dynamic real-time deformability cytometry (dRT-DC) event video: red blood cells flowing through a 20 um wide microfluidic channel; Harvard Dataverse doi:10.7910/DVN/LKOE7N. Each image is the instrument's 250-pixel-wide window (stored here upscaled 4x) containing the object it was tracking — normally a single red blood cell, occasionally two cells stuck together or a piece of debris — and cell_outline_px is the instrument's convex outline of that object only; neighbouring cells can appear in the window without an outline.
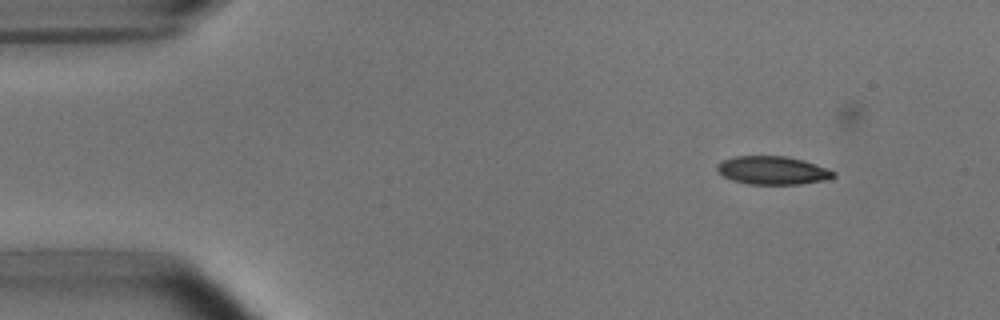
{"species": "common noctule bat (a hibernating species)", "species_latin": "Nyctalus noctula", "temperature_condition": "room temperature", "stored_images_in_passage": 54, "camera_frame_rate_fps": 3000, "um_per_image_px": 0.085, "animal": {"sex": "male", "body_mass_g": 15.6}, "frame": {"image": 1, "passage_image": 7, "time_ms": 2.0, "image_size_px": [1000, 320], "cell_outline_px": [[836, 176], [824, 180], [800, 184], [748, 184], [732, 180], [716, 172], [716, 164], [724, 160], [736, 156], [788, 156], [804, 160], [836, 172]], "centroid_in_image_um": [65.65, 14.48], "position_along_channel_um": 19.4, "area_um2": 19.19}}
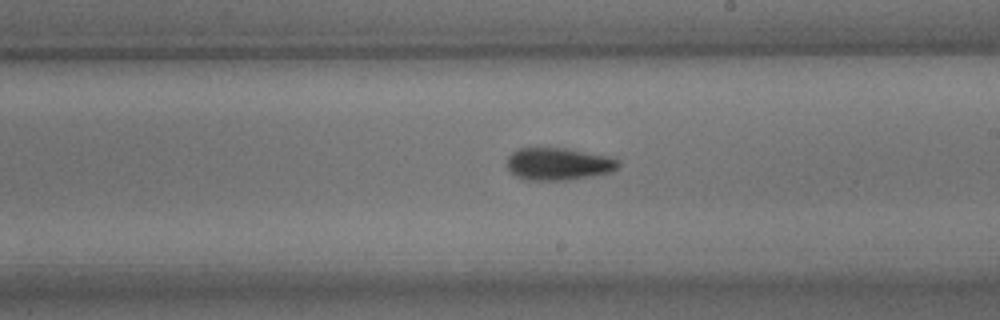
{"frame": {"image": 2, "passage_image": 31, "time_ms": 10.0, "image_size_px": [1000, 320], "cell_outline_px": [[620, 164], [612, 172], [592, 176], [568, 180], [520, 180], [508, 172], [508, 156], [512, 152], [520, 148], [564, 148], [604, 156], [620, 160]], "centroid_in_image_um": [47.41, 13.96], "position_along_channel_um": 241.6, "area_um2": 21.04}}
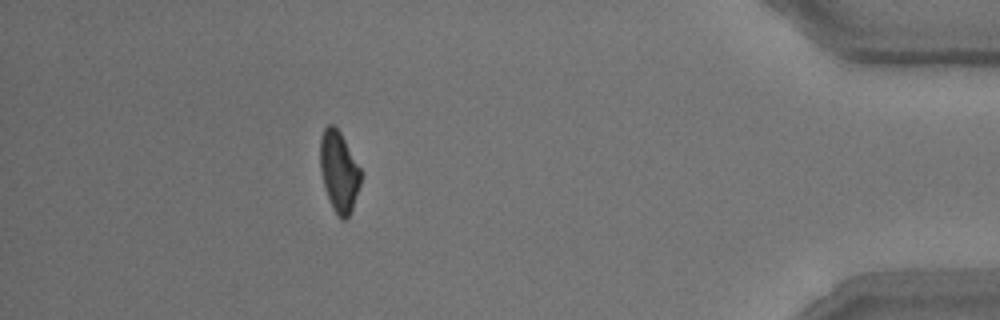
{"frame": {"image": 3, "passage_image": 48, "time_ms": 15.667, "image_size_px": [1000, 320], "cell_outline_px": [[360, 184], [352, 208], [348, 216], [344, 220], [340, 220], [332, 208], [320, 172], [320, 140], [324, 128], [328, 124], [332, 124], [340, 132], [360, 168]], "centroid_in_image_um": [28.79, 14.58], "position_along_channel_um": 406.4, "area_um2": 18.79}}